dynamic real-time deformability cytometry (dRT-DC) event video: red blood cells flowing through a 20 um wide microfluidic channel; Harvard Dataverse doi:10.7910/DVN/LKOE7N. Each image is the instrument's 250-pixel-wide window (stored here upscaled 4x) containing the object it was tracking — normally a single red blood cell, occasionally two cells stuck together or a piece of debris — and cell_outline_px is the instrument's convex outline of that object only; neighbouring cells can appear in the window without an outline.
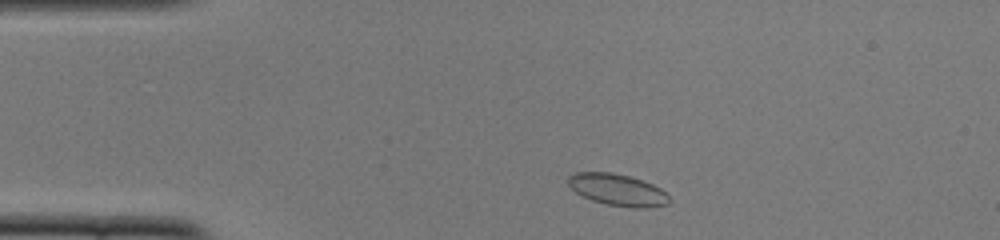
{"species": "common noctule bat (a hibernating species)", "species_latin": "Nyctalus noctula", "temperature_condition": "cold", "stored_images_in_passage": 44, "camera_frame_rate_fps": 3000, "um_per_image_px": 0.085, "animal": {"sex": "female", "body_mass_g": 22.0, "forearm_length_mm": 56.7}, "frame": {"image": 1, "passage_image": 3, "time_ms": 0.667, "image_size_px": [1000, 240], "cell_outline_px": [[668, 204], [648, 208], [632, 208], [608, 204], [592, 200], [576, 192], [568, 184], [568, 176], [576, 172], [612, 172], [628, 176], [652, 184], [660, 188], [668, 196]], "centroid_in_image_um": [52.48, 16.13], "position_along_channel_um": 32.5, "area_um2": 18.44}}
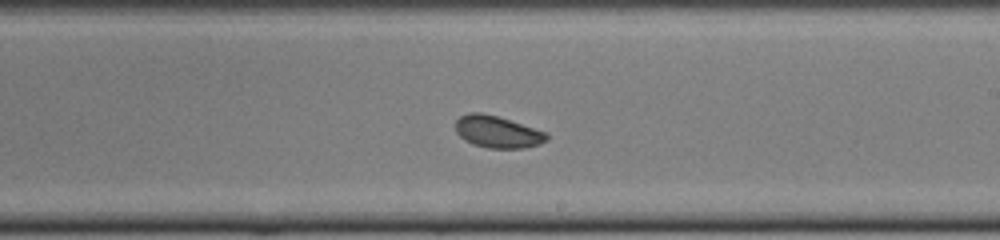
{"frame": {"image": 2, "passage_image": 23, "time_ms": 7.333, "image_size_px": [1000, 240], "cell_outline_px": [[548, 140], [540, 144], [524, 148], [488, 148], [472, 144], [464, 140], [456, 132], [456, 120], [460, 116], [468, 112], [480, 112], [496, 116], [548, 132]], "centroid_in_image_um": [42.29, 11.21], "position_along_channel_um": 246.7, "area_um2": 17.05}}
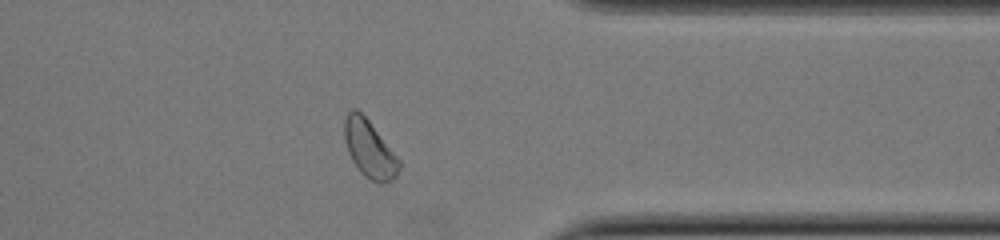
{"frame": {"image": 3, "passage_image": 34, "time_ms": 11.0, "image_size_px": [1000, 240], "cell_outline_px": [[400, 168], [396, 176], [392, 180], [384, 184], [376, 184], [364, 176], [360, 172], [352, 160], [348, 152], [344, 140], [344, 120], [348, 112], [352, 108], [356, 108], [368, 120], [400, 160]], "centroid_in_image_um": [31.39, 12.7], "position_along_channel_um": 380.0, "area_um2": 18.32}, "authors_computed_cell_mechanics": {"area_um2": 17.7157, "velocity_mm_per_s": 3.8554, "shape_relaxation_time_tau1_ms": 3.0516, "shape_relaxation_time_tau2_ms": null, "deformation_change_tau1": 0.0668, "deformation_change_tau2": null}}